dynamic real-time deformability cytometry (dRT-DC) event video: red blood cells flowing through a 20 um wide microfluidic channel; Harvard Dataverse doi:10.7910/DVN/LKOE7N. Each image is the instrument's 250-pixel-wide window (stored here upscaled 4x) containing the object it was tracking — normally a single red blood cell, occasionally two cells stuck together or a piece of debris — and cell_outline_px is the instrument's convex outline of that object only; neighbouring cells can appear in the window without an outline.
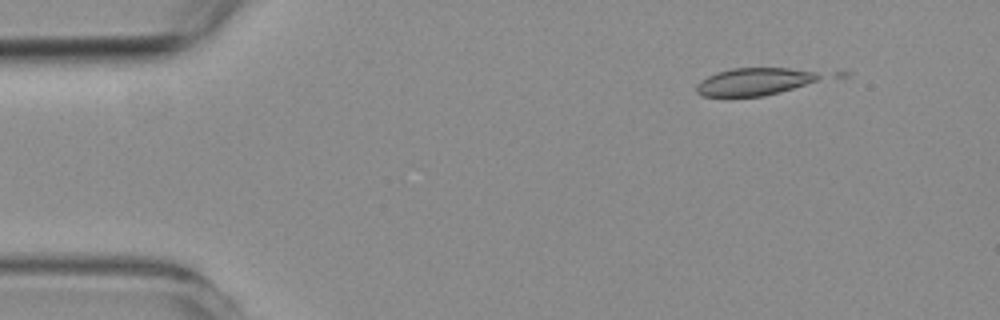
{"species": "common noctule bat (a hibernating species)", "species_latin": "Nyctalus noctula", "temperature_condition": "room temperature", "stored_images_in_passage": 3, "camera_frame_rate_fps": 3000, "um_per_image_px": 0.085, "animal": {"sex": "female", "body_mass_g": 19.3, "forearm_length_mm": 54.1}, "frame": {"image": 1, "passage_image": 2, "time_ms": 1.333, "image_size_px": [1000, 320], "cell_outline_px": [[824, 76], [816, 80], [780, 92], [764, 96], [700, 96], [696, 92], [696, 84], [700, 80], [716, 72], [732, 68], [788, 68], [816, 72]], "centroid_in_image_um": [64.05, 6.94], "position_along_channel_um": 20.9, "area_um2": 19.65}}